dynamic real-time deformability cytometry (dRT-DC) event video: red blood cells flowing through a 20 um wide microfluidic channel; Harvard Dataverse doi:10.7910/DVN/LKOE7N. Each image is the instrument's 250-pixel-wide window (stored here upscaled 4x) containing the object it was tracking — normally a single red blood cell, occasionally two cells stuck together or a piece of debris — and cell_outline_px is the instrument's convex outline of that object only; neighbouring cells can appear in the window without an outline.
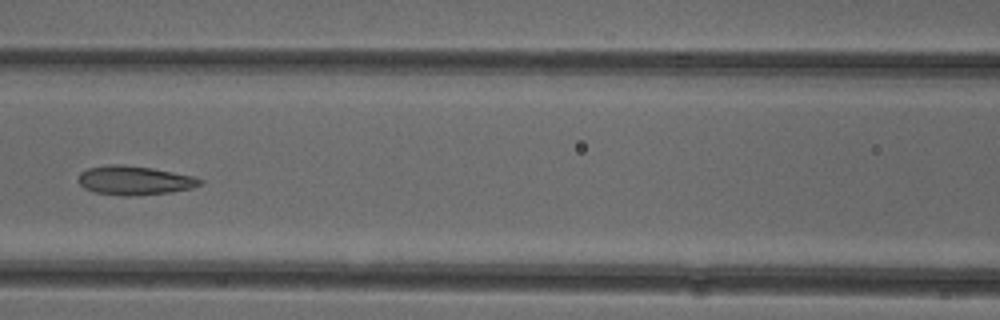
{"species": "common noctule bat (a hibernating species)", "species_latin": "Nyctalus noctula", "temperature_condition": "cold", "stored_images_in_passage": 6, "camera_frame_rate_fps": 3000, "um_per_image_px": 0.085, "animal": {"sex": "female"}, "frame": {"image": 1, "passage_image": 6, "time_ms": 7.0, "image_size_px": [1000, 320], "cell_outline_px": [[204, 184], [192, 188], [172, 192], [132, 196], [124, 196], [96, 192], [84, 188], [76, 180], [80, 172], [88, 168], [108, 164], [120, 164], [152, 168], [196, 176], [204, 180]], "centroid_in_image_um": [11.46, 15.33], "position_along_channel_um": 155.1, "area_um2": 20.87}}